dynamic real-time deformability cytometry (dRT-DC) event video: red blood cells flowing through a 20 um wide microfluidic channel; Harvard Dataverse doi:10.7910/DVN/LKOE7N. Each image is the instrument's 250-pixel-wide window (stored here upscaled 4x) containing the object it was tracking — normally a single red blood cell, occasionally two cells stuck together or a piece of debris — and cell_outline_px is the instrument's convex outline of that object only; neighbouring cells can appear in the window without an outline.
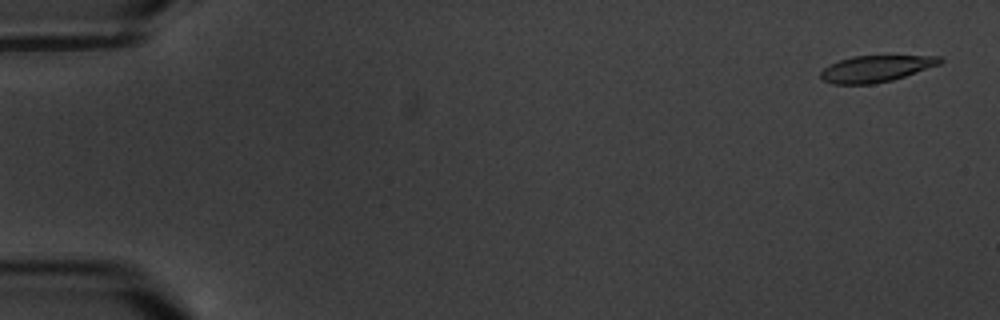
{"species": "common noctule bat (a hibernating species)", "species_latin": "Nyctalus noctula", "temperature_condition": "warm", "stored_images_in_passage": 5, "camera_frame_rate_fps": 3000, "um_per_image_px": 0.085, "animal": {"sex": "male", "body_mass_g": 20.1, "forearm_length_mm": 53.5}, "frame": {"image": 1, "passage_image": 1, "time_ms": 0.0, "image_size_px": [1000, 320], "cell_outline_px": [[944, 60], [940, 64], [892, 80], [872, 84], [832, 84], [824, 80], [820, 76], [820, 72], [824, 68], [840, 60], [852, 56], [940, 56]], "centroid_in_image_um": [74.45, 5.84], "position_along_channel_um": 10.6, "area_um2": 18.15}}
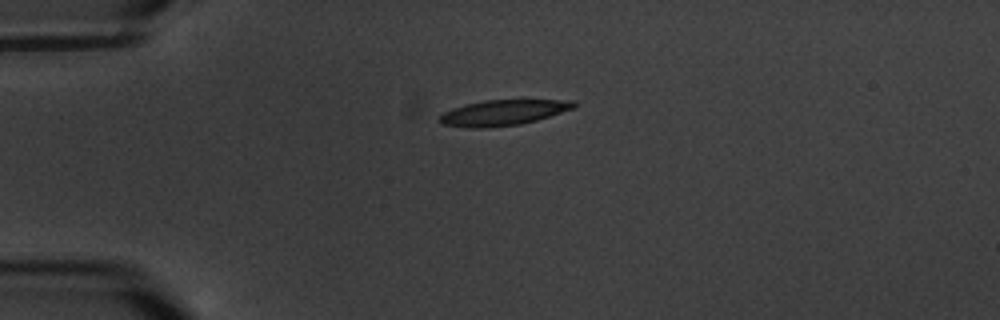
{"frame": {"image": 2, "passage_image": 4, "time_ms": 4.333, "image_size_px": [1000, 320], "cell_outline_px": [[576, 108], [536, 120], [520, 124], [488, 128], [468, 128], [440, 124], [436, 120], [436, 116], [452, 108], [484, 100], [576, 100]], "centroid_in_image_um": [42.72, 9.58], "position_along_channel_um": 42.3, "area_um2": 20.23}}